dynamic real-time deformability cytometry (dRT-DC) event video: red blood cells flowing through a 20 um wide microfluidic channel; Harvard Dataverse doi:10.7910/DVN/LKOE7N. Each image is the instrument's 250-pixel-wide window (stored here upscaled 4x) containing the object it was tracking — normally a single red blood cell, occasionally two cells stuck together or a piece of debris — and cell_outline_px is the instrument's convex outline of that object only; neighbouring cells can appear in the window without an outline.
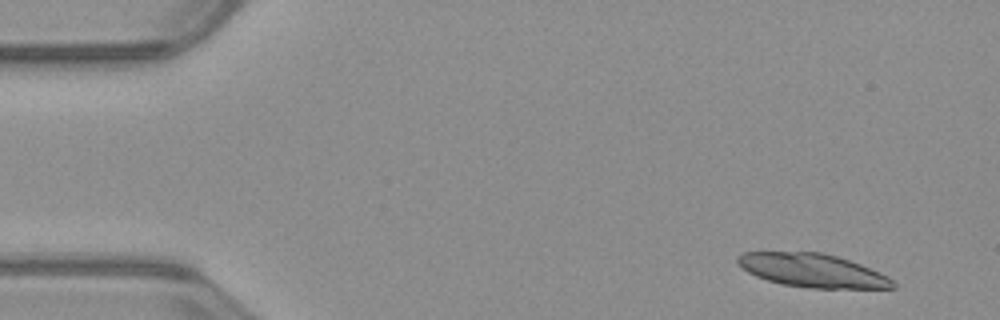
{"species": "common noctule bat (a hibernating species)", "species_latin": "Nyctalus noctula", "temperature_condition": "warm", "stored_images_in_passage": 11, "camera_frame_rate_fps": 3000, "um_per_image_px": 0.085, "animal": {"sex": "male", "body_mass_g": 23.1, "forearm_length_mm": 52.7}, "frame": {"image": 1, "passage_image": 4, "time_ms": 1.0, "image_size_px": [1000, 320], "cell_outline_px": [[896, 288], [808, 288], [780, 284], [756, 276], [748, 272], [736, 260], [736, 256], [744, 252], [824, 252], [860, 264], [880, 272], [888, 276], [896, 284]], "centroid_in_image_um": [69.07, 22.99], "position_along_channel_um": 15.9, "area_um2": 30.23}}